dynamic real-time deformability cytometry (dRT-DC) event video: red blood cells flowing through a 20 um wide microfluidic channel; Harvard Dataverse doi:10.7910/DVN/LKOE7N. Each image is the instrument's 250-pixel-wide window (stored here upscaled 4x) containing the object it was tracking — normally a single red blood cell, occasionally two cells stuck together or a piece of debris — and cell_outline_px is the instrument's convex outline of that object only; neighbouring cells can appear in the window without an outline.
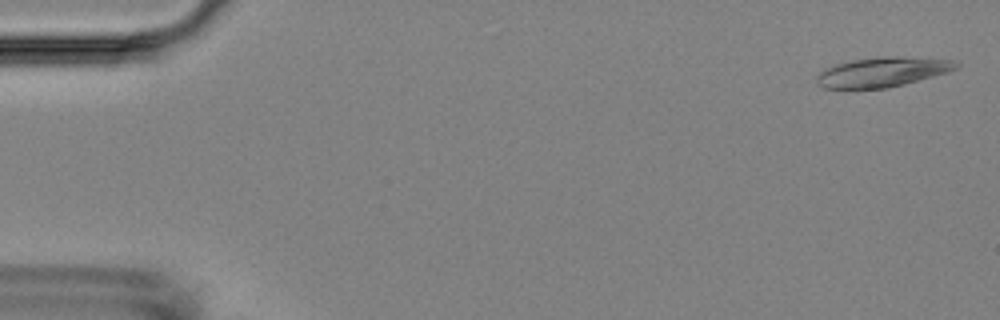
{"species": "Egyptian fruit bat (a non-hibernating species)", "species_latin": "Rousettus aegyptiacus", "temperature_condition": "room temperature", "stored_images_in_passage": 5, "camera_frame_rate_fps": 3000, "um_per_image_px": 0.085, "animal": {"sex": "female"}, "frame": {"image": 1, "passage_image": 1, "time_ms": 0.0, "image_size_px": [1000, 320], "cell_outline_px": [[960, 64], [956, 68], [948, 72], [904, 84], [888, 88], [824, 88], [816, 84], [816, 76], [824, 68], [836, 64], [852, 60], [880, 56], [904, 56], [956, 60]], "centroid_in_image_um": [75.01, 6.11], "position_along_channel_um": 10.0, "area_um2": 24.28}}
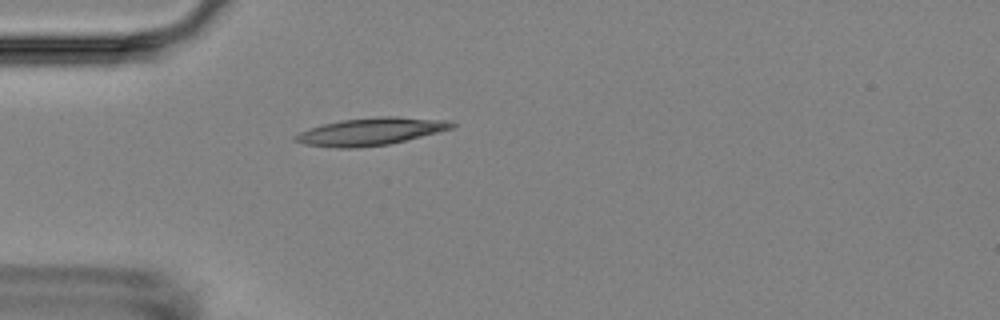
{"frame": {"image": 2, "passage_image": 5, "time_ms": 4.667, "image_size_px": [1000, 320], "cell_outline_px": [[456, 124], [452, 128], [388, 144], [356, 148], [336, 148], [304, 144], [292, 140], [292, 136], [300, 132], [324, 124], [340, 120], [376, 116], [396, 116], [452, 120]], "centroid_in_image_um": [31.49, 11.17], "position_along_channel_um": 53.5, "area_um2": 24.97}}